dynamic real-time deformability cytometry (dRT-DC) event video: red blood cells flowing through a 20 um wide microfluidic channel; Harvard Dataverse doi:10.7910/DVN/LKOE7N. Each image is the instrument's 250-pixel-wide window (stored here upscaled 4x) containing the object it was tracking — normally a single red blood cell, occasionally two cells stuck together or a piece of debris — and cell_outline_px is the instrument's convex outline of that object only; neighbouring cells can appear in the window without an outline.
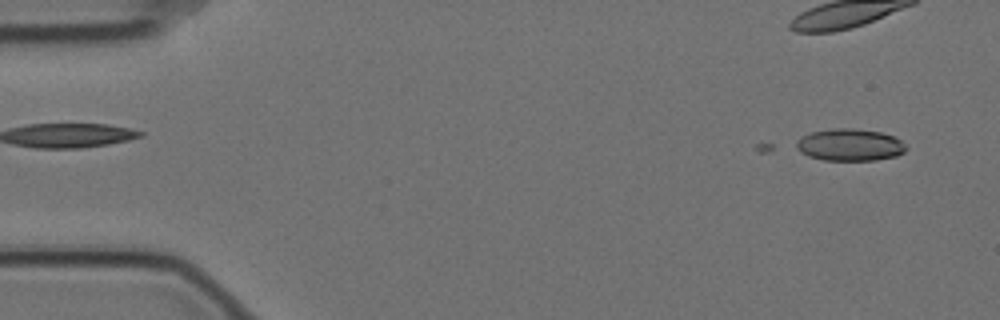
{"species": "Egyptian fruit bat (a non-hibernating species)", "species_latin": "Rousettus aegyptiacus", "temperature_condition": "cold", "stored_images_in_passage": 15, "camera_frame_rate_fps": 3000, "um_per_image_px": 0.085, "animal": {"sex": "female"}, "frame": {"image": 1, "passage_image": 1, "time_ms": 0.0, "image_size_px": [1000, 320], "cell_outline_px": [[908, 148], [904, 152], [896, 156], [876, 160], [824, 160], [808, 156], [800, 152], [796, 148], [796, 140], [800, 136], [812, 132], [832, 128], [856, 128], [880, 132], [892, 136], [900, 140]], "centroid_in_image_um": [72.21, 12.31], "position_along_channel_um": 12.8, "area_um2": 20.63}}